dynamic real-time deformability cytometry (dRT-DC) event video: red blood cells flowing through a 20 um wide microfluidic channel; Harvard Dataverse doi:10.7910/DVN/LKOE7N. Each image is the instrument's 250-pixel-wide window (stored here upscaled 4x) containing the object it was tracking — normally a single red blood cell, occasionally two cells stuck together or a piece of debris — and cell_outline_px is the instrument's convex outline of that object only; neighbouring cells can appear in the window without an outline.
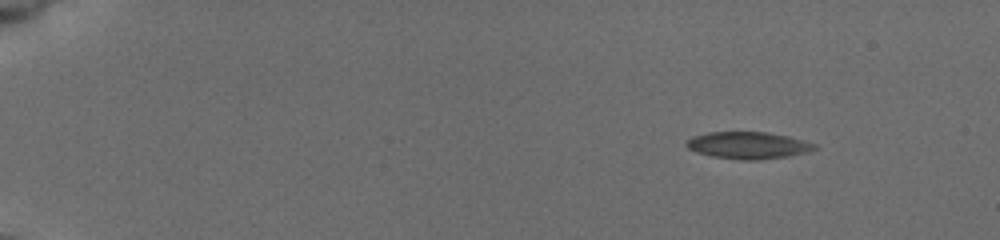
{"species": "common noctule bat (a hibernating species)", "species_latin": "Nyctalus noctula", "temperature_condition": "cold", "stored_images_in_passage": 49, "camera_frame_rate_fps": 3000, "um_per_image_px": 0.085, "animal": {"sex": "female", "body_mass_g": 19.5, "forearm_length_mm": 54.1}, "frame": {"image": 1, "passage_image": 1, "time_ms": 0.0, "image_size_px": [1000, 240], "cell_outline_px": [[816, 148], [808, 152], [784, 156], [752, 160], [744, 160], [712, 156], [696, 152], [688, 148], [684, 144], [692, 136], [708, 132], [764, 132], [788, 136], [816, 144]], "centroid_in_image_um": [63.54, 12.34], "position_along_channel_um": 21.5, "area_um2": 19.83}}
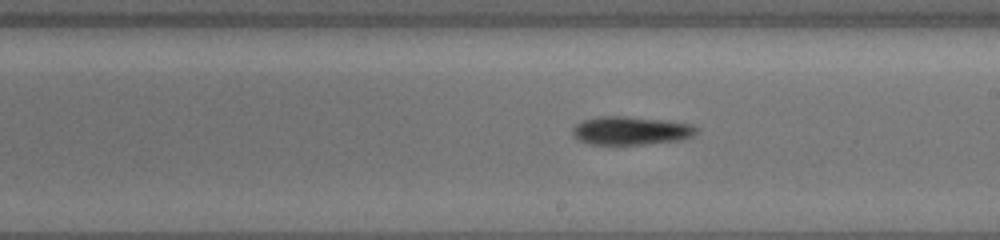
{"frame": {"image": 2, "passage_image": 28, "time_ms": 9.0, "image_size_px": [1000, 240], "cell_outline_px": [[696, 132], [692, 136], [680, 140], [644, 144], [588, 144], [572, 136], [572, 128], [576, 124], [584, 120], [596, 116], [624, 116], [692, 124], [696, 128]], "centroid_in_image_um": [53.56, 11.11], "position_along_channel_um": 235.4, "area_um2": 20.23}}
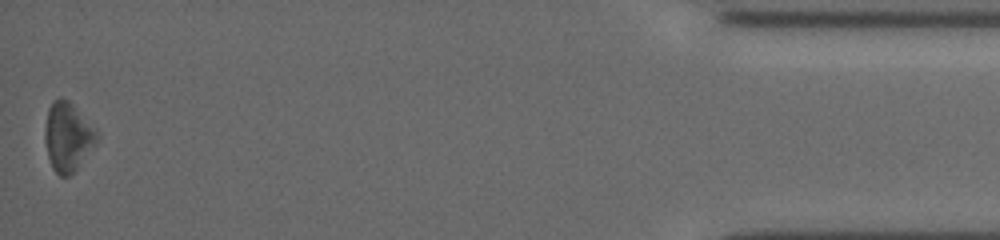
{"frame": {"image": 3, "passage_image": 49, "time_ms": 16.0, "image_size_px": [1000, 240], "cell_outline_px": [[100, 136], [76, 168], [68, 176], [60, 176], [52, 168], [48, 156], [44, 136], [44, 132], [48, 108], [52, 100], [60, 96], [68, 100], [72, 104]], "centroid_in_image_um": [5.71, 11.6], "position_along_channel_um": 429.5, "area_um2": 20.29}, "authors_computed_cell_mechanics": {"area_um2": 20.0566, "velocity_mm_per_s": 3.8264, "shape_relaxation_time_tau1_ms": 6.1146, "shape_relaxation_time_tau2_ms": null, "deformation_change_tau1": 0.137, "deformation_change_tau2": null}}